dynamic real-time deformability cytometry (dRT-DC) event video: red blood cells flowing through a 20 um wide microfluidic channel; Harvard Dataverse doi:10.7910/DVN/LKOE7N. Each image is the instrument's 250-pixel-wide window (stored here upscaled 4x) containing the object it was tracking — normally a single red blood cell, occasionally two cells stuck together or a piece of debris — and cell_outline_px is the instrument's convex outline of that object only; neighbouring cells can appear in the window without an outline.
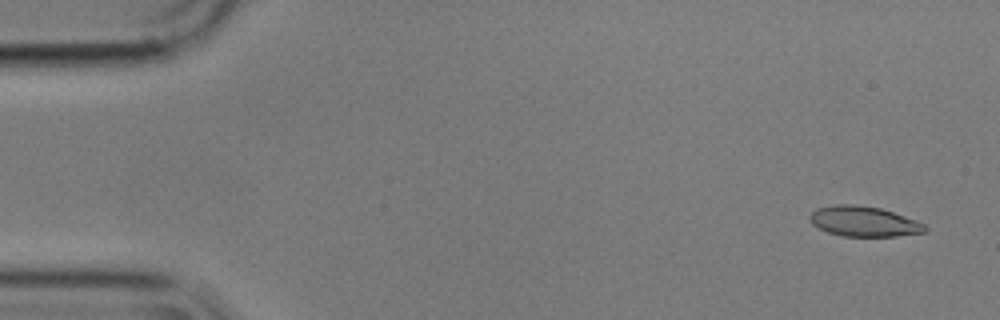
{"species": "common noctule bat (a hibernating species)", "species_latin": "Nyctalus noctula", "temperature_condition": "cold", "stored_images_in_passage": 9, "camera_frame_rate_fps": 3000, "um_per_image_px": 0.085, "animal": {"sex": "male", "body_mass_g": 17.9}, "frame": {"image": 1, "passage_image": 1, "time_ms": 0.0, "image_size_px": [1000, 320], "cell_outline_px": [[928, 228], [924, 232], [896, 236], [840, 236], [828, 232], [812, 224], [808, 216], [816, 208], [836, 204], [852, 204], [880, 208], [892, 212], [924, 224]], "centroid_in_image_um": [73.38, 18.82], "position_along_channel_um": 11.6, "area_um2": 20.06}}
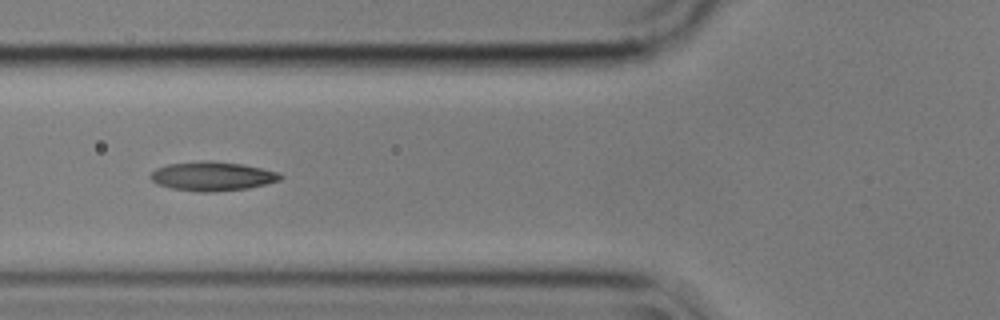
{"frame": {"image": 2, "passage_image": 6, "time_ms": 1.667, "image_size_px": [1000, 320], "cell_outline_px": [[284, 176], [280, 180], [248, 188], [212, 192], [200, 192], [172, 188], [156, 184], [148, 176], [156, 168], [168, 164], [200, 160], [212, 160], [244, 164], [276, 172]], "centroid_in_image_um": [18.01, 14.97], "position_along_channel_um": 107.8, "area_um2": 22.08}}
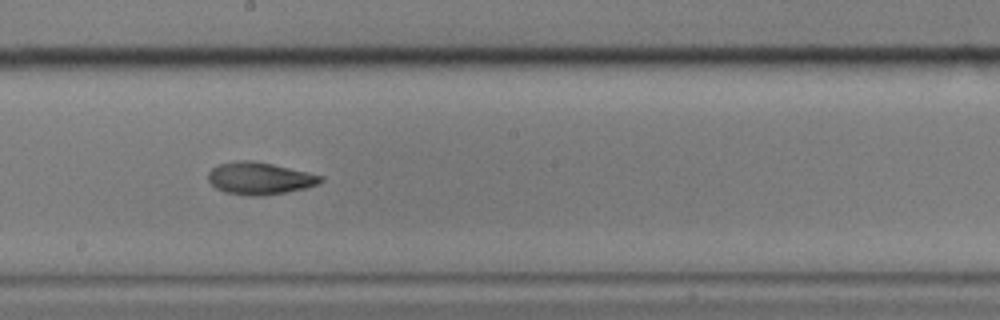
{"frame": {"image": 3, "passage_image": 9, "time_ms": 2.667, "image_size_px": [1000, 320], "cell_outline_px": [[324, 180], [316, 184], [304, 188], [284, 192], [260, 196], [248, 196], [224, 192], [216, 188], [208, 180], [208, 172], [212, 168], [220, 164], [244, 160], [252, 160], [272, 164], [308, 172], [324, 176]], "centroid_in_image_um": [22.06, 15.16], "position_along_channel_um": 226.1, "area_um2": 20.92}}